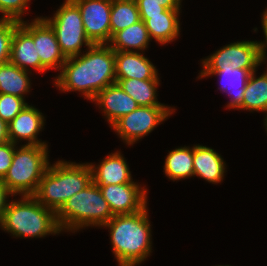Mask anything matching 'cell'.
I'll return each instance as SVG.
<instances>
[{
	"label": "cell",
	"mask_w": 267,
	"mask_h": 266,
	"mask_svg": "<svg viewBox=\"0 0 267 266\" xmlns=\"http://www.w3.org/2000/svg\"><path fill=\"white\" fill-rule=\"evenodd\" d=\"M0 227L21 238H41L61 233L56 213L39 203L34 196L24 195L20 200H9Z\"/></svg>",
	"instance_id": "obj_4"
},
{
	"label": "cell",
	"mask_w": 267,
	"mask_h": 266,
	"mask_svg": "<svg viewBox=\"0 0 267 266\" xmlns=\"http://www.w3.org/2000/svg\"><path fill=\"white\" fill-rule=\"evenodd\" d=\"M30 84L28 71L10 61L0 65V93L16 95L25 99L24 95L30 92Z\"/></svg>",
	"instance_id": "obj_22"
},
{
	"label": "cell",
	"mask_w": 267,
	"mask_h": 266,
	"mask_svg": "<svg viewBox=\"0 0 267 266\" xmlns=\"http://www.w3.org/2000/svg\"><path fill=\"white\" fill-rule=\"evenodd\" d=\"M264 125L266 126L265 128H266V130H267V115L265 116V119H264Z\"/></svg>",
	"instance_id": "obj_36"
},
{
	"label": "cell",
	"mask_w": 267,
	"mask_h": 266,
	"mask_svg": "<svg viewBox=\"0 0 267 266\" xmlns=\"http://www.w3.org/2000/svg\"><path fill=\"white\" fill-rule=\"evenodd\" d=\"M224 159L214 149L203 146H193L194 176H199L209 183L222 182L225 173Z\"/></svg>",
	"instance_id": "obj_17"
},
{
	"label": "cell",
	"mask_w": 267,
	"mask_h": 266,
	"mask_svg": "<svg viewBox=\"0 0 267 266\" xmlns=\"http://www.w3.org/2000/svg\"><path fill=\"white\" fill-rule=\"evenodd\" d=\"M247 69L237 68L234 69L231 65L226 66L224 70H216L215 72H200L197 78H204L211 75L220 77L222 82L220 91L228 92L231 97L230 102L226 105L229 109H238L242 105L244 90L246 83L250 76Z\"/></svg>",
	"instance_id": "obj_18"
},
{
	"label": "cell",
	"mask_w": 267,
	"mask_h": 266,
	"mask_svg": "<svg viewBox=\"0 0 267 266\" xmlns=\"http://www.w3.org/2000/svg\"><path fill=\"white\" fill-rule=\"evenodd\" d=\"M47 145H22L15 148L11 166L2 179L15 196H33L49 166Z\"/></svg>",
	"instance_id": "obj_6"
},
{
	"label": "cell",
	"mask_w": 267,
	"mask_h": 266,
	"mask_svg": "<svg viewBox=\"0 0 267 266\" xmlns=\"http://www.w3.org/2000/svg\"><path fill=\"white\" fill-rule=\"evenodd\" d=\"M262 28H263V32L265 35V41H259V56H260V61L265 62V60L267 59L266 57V49H267V9L263 12L262 14Z\"/></svg>",
	"instance_id": "obj_32"
},
{
	"label": "cell",
	"mask_w": 267,
	"mask_h": 266,
	"mask_svg": "<svg viewBox=\"0 0 267 266\" xmlns=\"http://www.w3.org/2000/svg\"><path fill=\"white\" fill-rule=\"evenodd\" d=\"M139 15H161L167 9L162 7L160 3L154 2H136Z\"/></svg>",
	"instance_id": "obj_31"
},
{
	"label": "cell",
	"mask_w": 267,
	"mask_h": 266,
	"mask_svg": "<svg viewBox=\"0 0 267 266\" xmlns=\"http://www.w3.org/2000/svg\"><path fill=\"white\" fill-rule=\"evenodd\" d=\"M80 9L83 27L93 44L111 41V0H72Z\"/></svg>",
	"instance_id": "obj_11"
},
{
	"label": "cell",
	"mask_w": 267,
	"mask_h": 266,
	"mask_svg": "<svg viewBox=\"0 0 267 266\" xmlns=\"http://www.w3.org/2000/svg\"><path fill=\"white\" fill-rule=\"evenodd\" d=\"M252 72L246 83L242 105L238 108L247 111H262L267 115V71L255 77Z\"/></svg>",
	"instance_id": "obj_24"
},
{
	"label": "cell",
	"mask_w": 267,
	"mask_h": 266,
	"mask_svg": "<svg viewBox=\"0 0 267 266\" xmlns=\"http://www.w3.org/2000/svg\"><path fill=\"white\" fill-rule=\"evenodd\" d=\"M92 171V181L96 185L123 184L134 182L129 166L121 152L111 153L99 165L88 163Z\"/></svg>",
	"instance_id": "obj_16"
},
{
	"label": "cell",
	"mask_w": 267,
	"mask_h": 266,
	"mask_svg": "<svg viewBox=\"0 0 267 266\" xmlns=\"http://www.w3.org/2000/svg\"><path fill=\"white\" fill-rule=\"evenodd\" d=\"M180 10H166L161 15H140L145 22L150 39L165 45L174 41L180 34Z\"/></svg>",
	"instance_id": "obj_20"
},
{
	"label": "cell",
	"mask_w": 267,
	"mask_h": 266,
	"mask_svg": "<svg viewBox=\"0 0 267 266\" xmlns=\"http://www.w3.org/2000/svg\"><path fill=\"white\" fill-rule=\"evenodd\" d=\"M165 175L175 181L194 176L193 147H179L169 151L164 164Z\"/></svg>",
	"instance_id": "obj_25"
},
{
	"label": "cell",
	"mask_w": 267,
	"mask_h": 266,
	"mask_svg": "<svg viewBox=\"0 0 267 266\" xmlns=\"http://www.w3.org/2000/svg\"><path fill=\"white\" fill-rule=\"evenodd\" d=\"M10 195L12 196L13 194L7 189L6 185L0 179V224L3 220L4 213L8 206L9 201L7 199Z\"/></svg>",
	"instance_id": "obj_33"
},
{
	"label": "cell",
	"mask_w": 267,
	"mask_h": 266,
	"mask_svg": "<svg viewBox=\"0 0 267 266\" xmlns=\"http://www.w3.org/2000/svg\"><path fill=\"white\" fill-rule=\"evenodd\" d=\"M20 26L33 38L37 55L41 60V72L53 68L60 70L67 58L62 53L56 34L44 17H37L31 23L20 22Z\"/></svg>",
	"instance_id": "obj_10"
},
{
	"label": "cell",
	"mask_w": 267,
	"mask_h": 266,
	"mask_svg": "<svg viewBox=\"0 0 267 266\" xmlns=\"http://www.w3.org/2000/svg\"><path fill=\"white\" fill-rule=\"evenodd\" d=\"M147 206L134 214L114 215L102 227L110 229L113 254L119 266H136L152 252Z\"/></svg>",
	"instance_id": "obj_2"
},
{
	"label": "cell",
	"mask_w": 267,
	"mask_h": 266,
	"mask_svg": "<svg viewBox=\"0 0 267 266\" xmlns=\"http://www.w3.org/2000/svg\"><path fill=\"white\" fill-rule=\"evenodd\" d=\"M16 144L7 141L0 145V179L2 180L7 174L12 163V158L15 152Z\"/></svg>",
	"instance_id": "obj_30"
},
{
	"label": "cell",
	"mask_w": 267,
	"mask_h": 266,
	"mask_svg": "<svg viewBox=\"0 0 267 266\" xmlns=\"http://www.w3.org/2000/svg\"><path fill=\"white\" fill-rule=\"evenodd\" d=\"M27 104L24 98L0 93V118L10 123Z\"/></svg>",
	"instance_id": "obj_27"
},
{
	"label": "cell",
	"mask_w": 267,
	"mask_h": 266,
	"mask_svg": "<svg viewBox=\"0 0 267 266\" xmlns=\"http://www.w3.org/2000/svg\"><path fill=\"white\" fill-rule=\"evenodd\" d=\"M150 36L143 20L118 31L109 42L114 51H143L148 48ZM111 43V44H110ZM135 49V50H133Z\"/></svg>",
	"instance_id": "obj_21"
},
{
	"label": "cell",
	"mask_w": 267,
	"mask_h": 266,
	"mask_svg": "<svg viewBox=\"0 0 267 266\" xmlns=\"http://www.w3.org/2000/svg\"><path fill=\"white\" fill-rule=\"evenodd\" d=\"M114 215L98 185L93 181L71 196L56 213L61 231L77 232L87 226L102 227Z\"/></svg>",
	"instance_id": "obj_5"
},
{
	"label": "cell",
	"mask_w": 267,
	"mask_h": 266,
	"mask_svg": "<svg viewBox=\"0 0 267 266\" xmlns=\"http://www.w3.org/2000/svg\"><path fill=\"white\" fill-rule=\"evenodd\" d=\"M136 2H154L160 3L167 10H180L182 0H135Z\"/></svg>",
	"instance_id": "obj_34"
},
{
	"label": "cell",
	"mask_w": 267,
	"mask_h": 266,
	"mask_svg": "<svg viewBox=\"0 0 267 266\" xmlns=\"http://www.w3.org/2000/svg\"><path fill=\"white\" fill-rule=\"evenodd\" d=\"M116 79H159L158 70L143 53L115 51Z\"/></svg>",
	"instance_id": "obj_15"
},
{
	"label": "cell",
	"mask_w": 267,
	"mask_h": 266,
	"mask_svg": "<svg viewBox=\"0 0 267 266\" xmlns=\"http://www.w3.org/2000/svg\"><path fill=\"white\" fill-rule=\"evenodd\" d=\"M11 63L29 72V67L41 72V60L37 55L33 38L19 25L11 39Z\"/></svg>",
	"instance_id": "obj_19"
},
{
	"label": "cell",
	"mask_w": 267,
	"mask_h": 266,
	"mask_svg": "<svg viewBox=\"0 0 267 266\" xmlns=\"http://www.w3.org/2000/svg\"><path fill=\"white\" fill-rule=\"evenodd\" d=\"M113 215L134 214L147 206V190L136 182L98 185Z\"/></svg>",
	"instance_id": "obj_12"
},
{
	"label": "cell",
	"mask_w": 267,
	"mask_h": 266,
	"mask_svg": "<svg viewBox=\"0 0 267 266\" xmlns=\"http://www.w3.org/2000/svg\"><path fill=\"white\" fill-rule=\"evenodd\" d=\"M116 83H118L139 106H165V104L157 101L159 79H116Z\"/></svg>",
	"instance_id": "obj_23"
},
{
	"label": "cell",
	"mask_w": 267,
	"mask_h": 266,
	"mask_svg": "<svg viewBox=\"0 0 267 266\" xmlns=\"http://www.w3.org/2000/svg\"><path fill=\"white\" fill-rule=\"evenodd\" d=\"M53 28L57 42L66 58L82 54L83 44L94 45L83 27L80 9L72 0H65L52 18H44Z\"/></svg>",
	"instance_id": "obj_7"
},
{
	"label": "cell",
	"mask_w": 267,
	"mask_h": 266,
	"mask_svg": "<svg viewBox=\"0 0 267 266\" xmlns=\"http://www.w3.org/2000/svg\"><path fill=\"white\" fill-rule=\"evenodd\" d=\"M259 41H237L220 48L212 55L202 60L201 72L224 70L226 66L234 69H247L250 73L257 71L261 65L259 56Z\"/></svg>",
	"instance_id": "obj_9"
},
{
	"label": "cell",
	"mask_w": 267,
	"mask_h": 266,
	"mask_svg": "<svg viewBox=\"0 0 267 266\" xmlns=\"http://www.w3.org/2000/svg\"><path fill=\"white\" fill-rule=\"evenodd\" d=\"M45 117L35 107L26 105L19 114L8 123V139L14 144L26 140L25 145H47L38 140L37 135L43 129Z\"/></svg>",
	"instance_id": "obj_13"
},
{
	"label": "cell",
	"mask_w": 267,
	"mask_h": 266,
	"mask_svg": "<svg viewBox=\"0 0 267 266\" xmlns=\"http://www.w3.org/2000/svg\"><path fill=\"white\" fill-rule=\"evenodd\" d=\"M9 141L8 124L0 118V145Z\"/></svg>",
	"instance_id": "obj_35"
},
{
	"label": "cell",
	"mask_w": 267,
	"mask_h": 266,
	"mask_svg": "<svg viewBox=\"0 0 267 266\" xmlns=\"http://www.w3.org/2000/svg\"><path fill=\"white\" fill-rule=\"evenodd\" d=\"M175 108L170 106H138L131 113L122 116L111 127L127 145L147 136L165 121Z\"/></svg>",
	"instance_id": "obj_8"
},
{
	"label": "cell",
	"mask_w": 267,
	"mask_h": 266,
	"mask_svg": "<svg viewBox=\"0 0 267 266\" xmlns=\"http://www.w3.org/2000/svg\"><path fill=\"white\" fill-rule=\"evenodd\" d=\"M54 83L60 91H79L92 100L116 83L115 51L108 44H94L86 53L67 58Z\"/></svg>",
	"instance_id": "obj_1"
},
{
	"label": "cell",
	"mask_w": 267,
	"mask_h": 266,
	"mask_svg": "<svg viewBox=\"0 0 267 266\" xmlns=\"http://www.w3.org/2000/svg\"><path fill=\"white\" fill-rule=\"evenodd\" d=\"M20 22L0 19V65L10 60L11 39Z\"/></svg>",
	"instance_id": "obj_28"
},
{
	"label": "cell",
	"mask_w": 267,
	"mask_h": 266,
	"mask_svg": "<svg viewBox=\"0 0 267 266\" xmlns=\"http://www.w3.org/2000/svg\"><path fill=\"white\" fill-rule=\"evenodd\" d=\"M29 2L30 0H0V19L22 22V15L26 12Z\"/></svg>",
	"instance_id": "obj_29"
},
{
	"label": "cell",
	"mask_w": 267,
	"mask_h": 266,
	"mask_svg": "<svg viewBox=\"0 0 267 266\" xmlns=\"http://www.w3.org/2000/svg\"><path fill=\"white\" fill-rule=\"evenodd\" d=\"M102 108L107 122L112 126L122 116L138 108L137 102L129 96L118 83L107 86L98 92L91 102Z\"/></svg>",
	"instance_id": "obj_14"
},
{
	"label": "cell",
	"mask_w": 267,
	"mask_h": 266,
	"mask_svg": "<svg viewBox=\"0 0 267 266\" xmlns=\"http://www.w3.org/2000/svg\"><path fill=\"white\" fill-rule=\"evenodd\" d=\"M91 182L92 171L88 163L58 160L55 164H49L33 196L39 203L57 213L71 196Z\"/></svg>",
	"instance_id": "obj_3"
},
{
	"label": "cell",
	"mask_w": 267,
	"mask_h": 266,
	"mask_svg": "<svg viewBox=\"0 0 267 266\" xmlns=\"http://www.w3.org/2000/svg\"><path fill=\"white\" fill-rule=\"evenodd\" d=\"M140 21L135 0H111V38L118 32Z\"/></svg>",
	"instance_id": "obj_26"
}]
</instances>
